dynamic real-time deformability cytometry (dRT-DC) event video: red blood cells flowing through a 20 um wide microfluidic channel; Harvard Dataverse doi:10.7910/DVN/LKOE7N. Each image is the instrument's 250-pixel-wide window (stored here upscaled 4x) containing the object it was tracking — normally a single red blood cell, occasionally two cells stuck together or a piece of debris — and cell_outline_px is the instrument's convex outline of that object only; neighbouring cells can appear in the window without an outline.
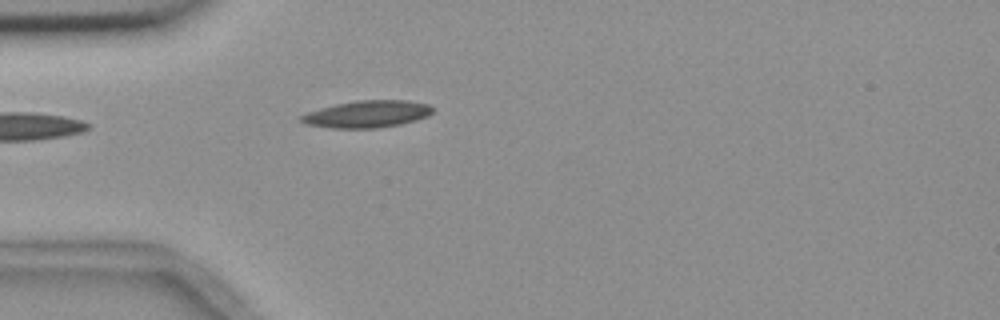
{"species": "common noctule bat (a hibernating species)", "species_latin": "Nyctalus noctula", "temperature_condition": "room temperature", "stored_images_in_passage": 5, "camera_frame_rate_fps": 3000, "um_per_image_px": 0.085, "animal": {"sex": "female", "body_mass_g": 18.4}, "frame": {"image": 1, "passage_image": 1, "time_ms": 0.0, "image_size_px": [1000, 320], "cell_outline_px": [[436, 108], [428, 116], [416, 120], [400, 124], [376, 128], [332, 128], [304, 124], [300, 120], [300, 116], [308, 112], [320, 108], [336, 104], [356, 100], [408, 100], [428, 104]], "centroid_in_image_um": [31.23, 9.69], "position_along_channel_um": 53.8, "area_um2": 20.81}}